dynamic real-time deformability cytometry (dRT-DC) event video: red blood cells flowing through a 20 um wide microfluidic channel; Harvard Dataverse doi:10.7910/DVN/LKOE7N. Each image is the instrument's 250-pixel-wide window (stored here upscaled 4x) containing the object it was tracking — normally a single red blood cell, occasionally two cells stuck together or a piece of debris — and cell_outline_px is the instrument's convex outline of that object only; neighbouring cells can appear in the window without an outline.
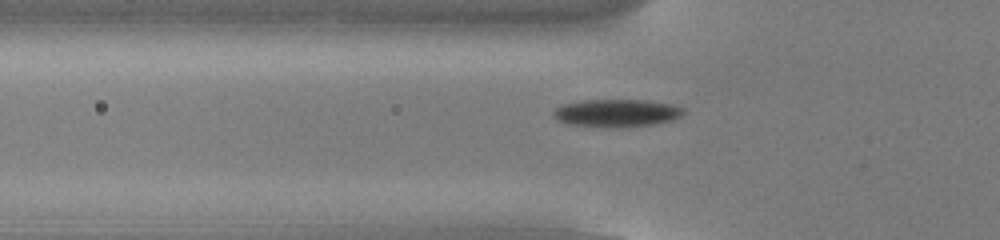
{"species": "common noctule bat (a hibernating species)", "species_latin": "Nyctalus noctula", "temperature_condition": "cold", "stored_images_in_passage": 50, "camera_frame_rate_fps": 3000, "um_per_image_px": 0.085, "animal": {"sex": "male", "body_mass_g": 13.0, "forearm_length_mm": 53.1}, "frame": {"image": 1, "passage_image": 14, "time_ms": 4.333, "image_size_px": [1000, 240], "cell_outline_px": [[684, 112], [680, 116], [672, 120], [656, 124], [620, 128], [608, 128], [568, 124], [556, 120], [552, 116], [552, 112], [560, 104], [580, 100], [648, 100], [672, 104], [684, 108]], "centroid_in_image_um": [52.37, 9.61], "position_along_channel_um": 73.4, "area_um2": 21.5}}
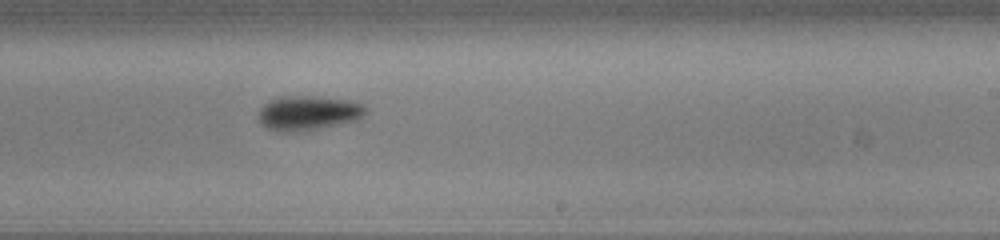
{"frame": {"image": 2, "passage_image": 29, "time_ms": 9.333, "image_size_px": [1000, 240], "cell_outline_px": [[368, 112], [364, 116], [356, 120], [304, 132], [276, 132], [260, 124], [260, 108], [268, 100], [280, 96], [316, 96], [348, 100], [364, 104], [368, 108]], "centroid_in_image_um": [26.22, 9.61], "position_along_channel_um": 262.8, "area_um2": 21.96}}
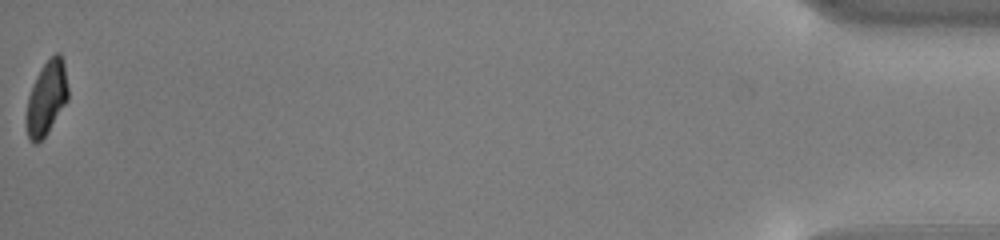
{"frame": {"image": 3, "passage_image": 50, "time_ms": 16.333, "image_size_px": [1000, 240], "cell_outline_px": [[68, 100], [44, 136], [36, 144], [28, 136], [28, 96], [36, 76], [44, 64], [56, 52], [60, 52], [64, 64], [68, 88]], "centroid_in_image_um": [3.99, 8.26], "position_along_channel_um": 431.2, "area_um2": 17.22}, "authors_computed_cell_mechanics": {"area_um2": 19.7098, "velocity_mm_per_s": 3.7938, "shape_relaxation_time_tau1_ms": 1.9524, "shape_relaxation_time_tau2_ms": null, "deformation_change_tau1": 0.1393, "deformation_change_tau2": null}}